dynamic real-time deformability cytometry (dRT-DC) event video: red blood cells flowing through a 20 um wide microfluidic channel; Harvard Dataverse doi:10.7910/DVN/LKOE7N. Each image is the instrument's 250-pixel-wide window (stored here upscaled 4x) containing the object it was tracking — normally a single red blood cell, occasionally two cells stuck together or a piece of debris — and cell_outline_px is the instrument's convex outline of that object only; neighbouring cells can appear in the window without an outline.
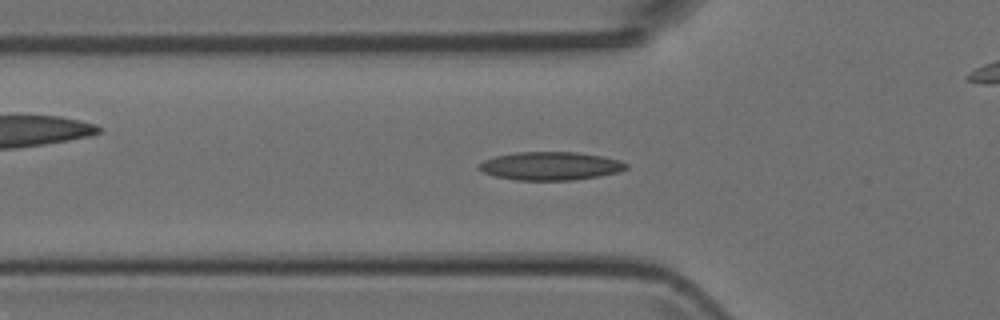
{"species": "Egyptian fruit bat (a non-hibernating species)", "species_latin": "Rousettus aegyptiacus", "temperature_condition": "room temperature", "stored_images_in_passage": 37, "camera_frame_rate_fps": 3000, "um_per_image_px": 0.085, "animal": {"sex": "female"}, "frame": {"image": 1, "passage_image": 3, "time_ms": 0.667, "image_size_px": [1000, 320], "cell_outline_px": [[628, 168], [620, 172], [600, 176], [572, 180], [516, 180], [496, 176], [484, 172], [476, 168], [476, 164], [484, 160], [496, 156], [516, 152], [576, 152], [600, 156], [620, 160], [628, 164]], "centroid_in_image_um": [46.79, 14.11], "position_along_channel_um": 79.0, "area_um2": 24.33}}
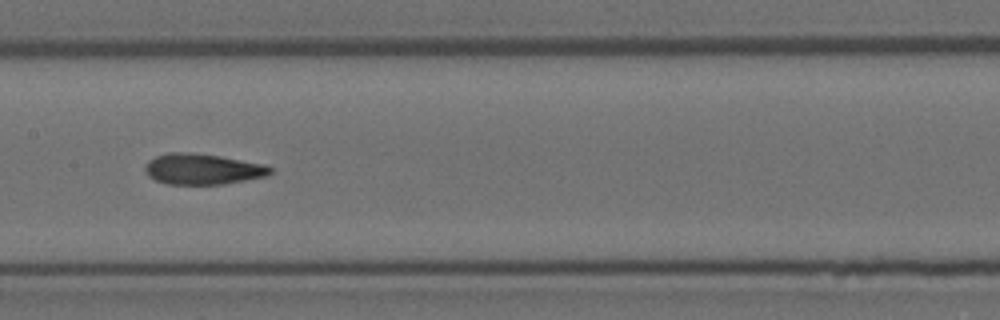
{"frame": {"image": 2, "passage_image": 11, "time_ms": 3.333, "image_size_px": [1000, 320], "cell_outline_px": [[272, 172], [268, 176], [224, 184], [168, 184], [156, 180], [148, 176], [144, 172], [144, 168], [148, 160], [156, 156], [168, 152], [188, 152], [220, 156], [264, 164], [272, 168]], "centroid_in_image_um": [17.21, 14.37], "position_along_channel_um": 190.2, "area_um2": 22.54}}
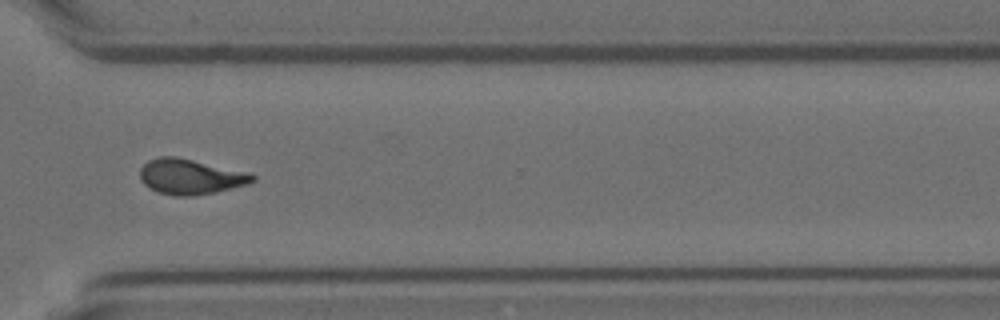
{"frame": {"image": 3, "passage_image": 23, "time_ms": 7.333, "image_size_px": [1000, 320], "cell_outline_px": [[256, 180], [248, 184], [212, 192], [188, 196], [176, 196], [160, 192], [144, 184], [140, 180], [140, 168], [148, 160], [160, 156], [176, 156], [248, 172], [256, 176]], "centroid_in_image_um": [16.18, 14.99], "position_along_channel_um": 354.4, "area_um2": 22.89}}